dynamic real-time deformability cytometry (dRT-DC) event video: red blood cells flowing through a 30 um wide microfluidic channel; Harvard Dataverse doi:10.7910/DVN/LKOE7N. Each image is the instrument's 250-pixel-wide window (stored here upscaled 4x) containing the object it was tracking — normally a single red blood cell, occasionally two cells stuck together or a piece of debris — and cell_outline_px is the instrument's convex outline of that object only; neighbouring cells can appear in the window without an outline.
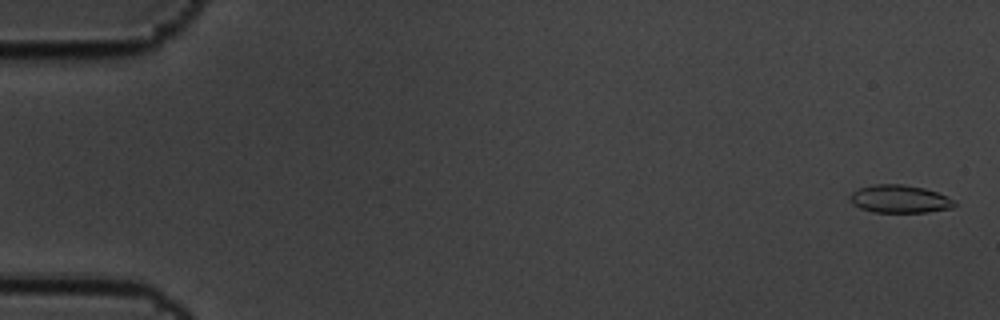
{"species": "common noctule bat (a hibernating species)", "species_latin": "Nyctalus noctula", "temperature_condition": "cold", "stored_images_in_passage": 5, "camera_frame_rate_fps": 3000, "um_per_image_px": 0.085, "animal": {"sex": "male", "body_mass_g": 19.5, "forearm_length_mm": 54.6}, "frame": {"image": 1, "passage_image": 1, "time_ms": 0.0, "image_size_px": [1000, 320], "cell_outline_px": [[956, 204], [952, 208], [928, 212], [872, 212], [860, 208], [852, 204], [848, 196], [852, 192], [860, 188], [876, 184], [904, 184], [924, 188], [936, 192], [952, 200]], "centroid_in_image_um": [76.42, 16.92], "position_along_channel_um": 8.6, "area_um2": 16.88}}
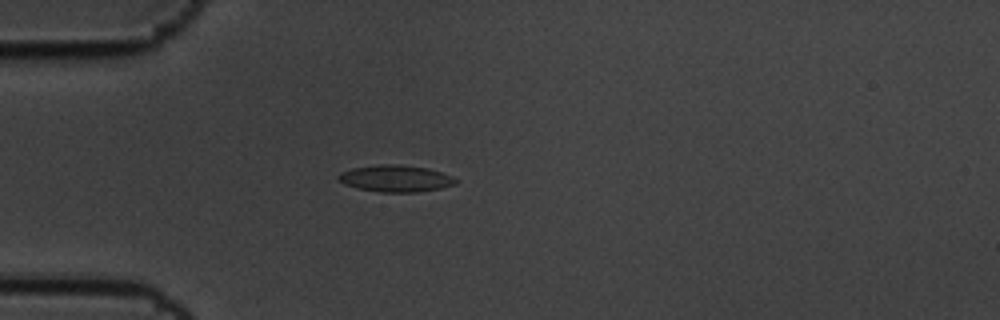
{"frame": {"image": 2, "passage_image": 5, "time_ms": 1.333, "image_size_px": [1000, 320], "cell_outline_px": [[460, 180], [456, 184], [440, 188], [416, 192], [380, 192], [356, 188], [344, 184], [336, 180], [336, 176], [340, 172], [352, 168], [380, 164], [400, 164], [428, 168], [452, 176]], "centroid_in_image_um": [33.6, 15.17], "position_along_channel_um": 51.4, "area_um2": 18.5}}